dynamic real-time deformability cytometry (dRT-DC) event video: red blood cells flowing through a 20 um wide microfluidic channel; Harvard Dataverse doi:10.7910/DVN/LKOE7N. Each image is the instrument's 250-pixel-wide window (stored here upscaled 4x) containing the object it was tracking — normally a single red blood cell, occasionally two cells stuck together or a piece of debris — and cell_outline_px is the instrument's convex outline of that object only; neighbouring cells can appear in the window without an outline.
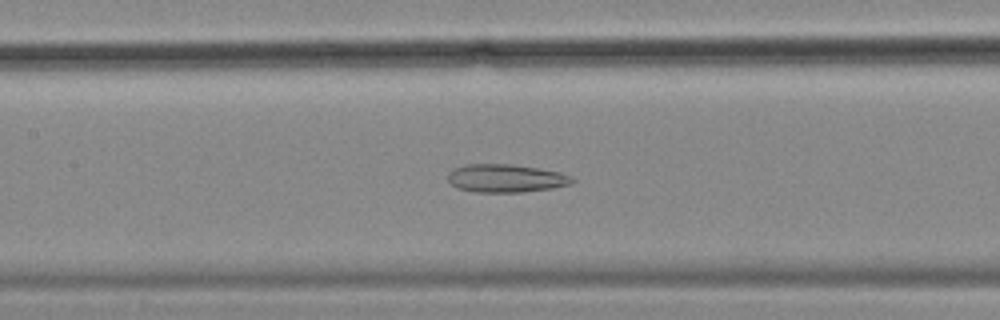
{"species": "common noctule bat (a hibernating species)", "species_latin": "Nyctalus noctula", "temperature_condition": "cold", "stored_images_in_passage": 57, "camera_frame_rate_fps": 3000, "um_per_image_px": 0.085, "animal": {"sex": "female", "body_mass_g": 18.4}, "frame": {"image": 1, "passage_image": 26, "time_ms": 8.333, "image_size_px": [1000, 320], "cell_outline_px": [[576, 180], [572, 184], [552, 188], [524, 192], [472, 192], [456, 188], [448, 180], [448, 172], [452, 168], [464, 164], [512, 164], [560, 172], [572, 176]], "centroid_in_image_um": [42.98, 15.15], "position_along_channel_um": 164.4, "area_um2": 20.63}}
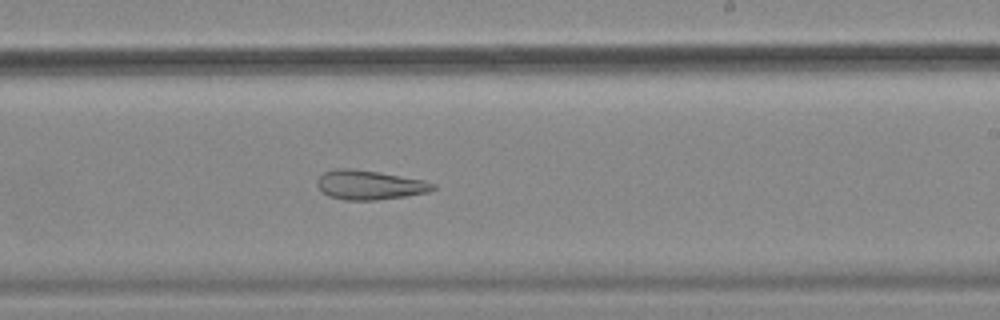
{"frame": {"image": 2, "passage_image": 34, "time_ms": 11.0, "image_size_px": [1000, 320], "cell_outline_px": [[436, 188], [428, 192], [404, 196], [376, 200], [344, 200], [328, 196], [316, 184], [316, 180], [324, 172], [336, 168], [348, 168], [376, 172], [424, 180], [436, 184]], "centroid_in_image_um": [31.39, 15.72], "position_along_channel_um": 257.6, "area_um2": 19.59}}
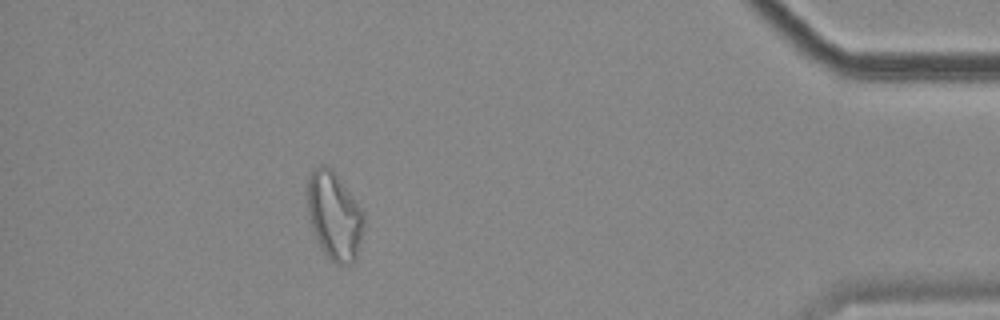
{"frame": {"image": 3, "passage_image": 51, "time_ms": 16.667, "image_size_px": [1000, 320], "cell_outline_px": [[364, 228], [356, 260], [348, 264], [336, 264], [324, 252], [312, 228], [308, 212], [308, 176], [320, 164], [324, 164], [336, 176], [364, 212]], "centroid_in_image_um": [28.44, 18.38], "position_along_channel_um": 406.8, "area_um2": 28.21}, "authors_computed_cell_mechanics": {"area_um2": 27.166, "velocity_mm_per_s": 3.5182, "shape_relaxation_time_tau1_ms": null, "shape_relaxation_time_tau2_ms": 5.4636, "deformation_change_tau1": null, "deformation_change_tau2": 0.1587}}